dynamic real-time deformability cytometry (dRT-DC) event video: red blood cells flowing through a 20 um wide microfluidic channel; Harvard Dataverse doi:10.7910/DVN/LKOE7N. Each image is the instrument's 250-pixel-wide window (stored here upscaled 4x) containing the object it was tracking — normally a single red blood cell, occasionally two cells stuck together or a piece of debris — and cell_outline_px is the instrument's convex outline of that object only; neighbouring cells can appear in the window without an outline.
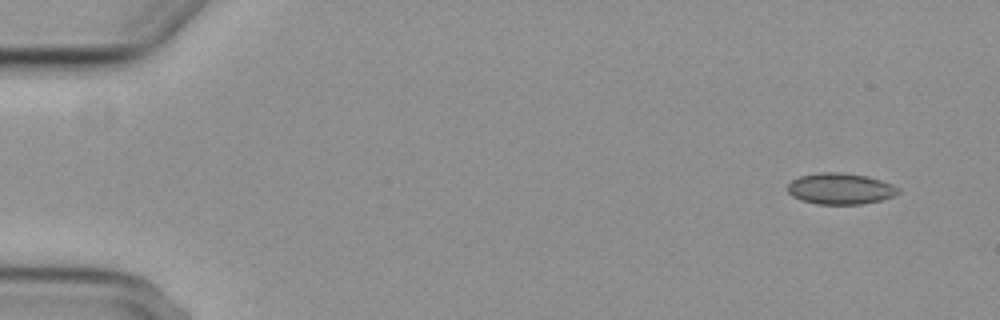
{"species": "common noctule bat (a hibernating species)", "species_latin": "Nyctalus noctula", "temperature_condition": "cold", "stored_images_in_passage": 5, "camera_frame_rate_fps": 3000, "um_per_image_px": 0.085, "animal": {"sex": "female", "body_mass_g": 29.2, "forearm_length_mm": 56.3}, "frame": {"image": 1, "passage_image": 1, "time_ms": 0.0, "image_size_px": [1000, 320], "cell_outline_px": [[900, 192], [892, 196], [880, 200], [860, 204], [816, 204], [800, 200], [792, 196], [784, 188], [792, 180], [800, 176], [820, 172], [840, 172], [864, 176], [880, 180], [892, 184], [900, 188]], "centroid_in_image_um": [71.38, 16.04], "position_along_channel_um": 13.6, "area_um2": 20.11}}